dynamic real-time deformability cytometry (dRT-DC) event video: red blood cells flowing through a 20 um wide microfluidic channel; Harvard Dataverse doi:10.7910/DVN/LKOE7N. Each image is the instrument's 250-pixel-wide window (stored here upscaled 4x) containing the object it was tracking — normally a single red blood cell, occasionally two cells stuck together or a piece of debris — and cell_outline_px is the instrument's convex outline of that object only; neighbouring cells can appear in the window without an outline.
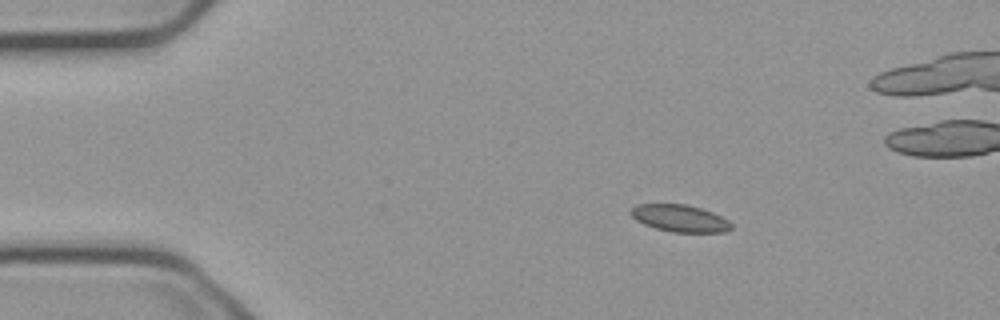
{"species": "common noctule bat (a hibernating species)", "species_latin": "Nyctalus noctula", "temperature_condition": "cold", "stored_images_in_passage": 48, "camera_frame_rate_fps": 3000, "um_per_image_px": 0.085, "animal": {"sex": "male", "body_mass_g": 23.1, "forearm_length_mm": 52.7}, "frame": {"image": 1, "passage_image": 1, "time_ms": 0.0, "image_size_px": [1000, 320], "cell_outline_px": [[732, 228], [728, 232], [672, 232], [656, 228], [644, 224], [636, 220], [628, 212], [636, 204], [684, 204], [700, 208], [712, 212], [728, 220], [732, 224]], "centroid_in_image_um": [57.78, 18.56], "position_along_channel_um": 27.2, "area_um2": 15.84}}
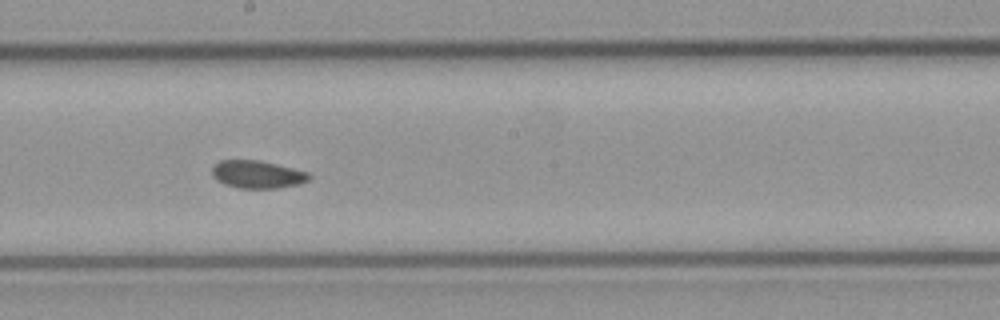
{"frame": {"image": 2, "passage_image": 22, "time_ms": 7.0, "image_size_px": [1000, 320], "cell_outline_px": [[312, 176], [308, 180], [300, 184], [276, 188], [240, 188], [224, 184], [216, 180], [212, 176], [212, 168], [220, 160], [260, 160], [308, 172]], "centroid_in_image_um": [21.87, 14.82], "position_along_channel_um": 226.3, "area_um2": 15.66}}
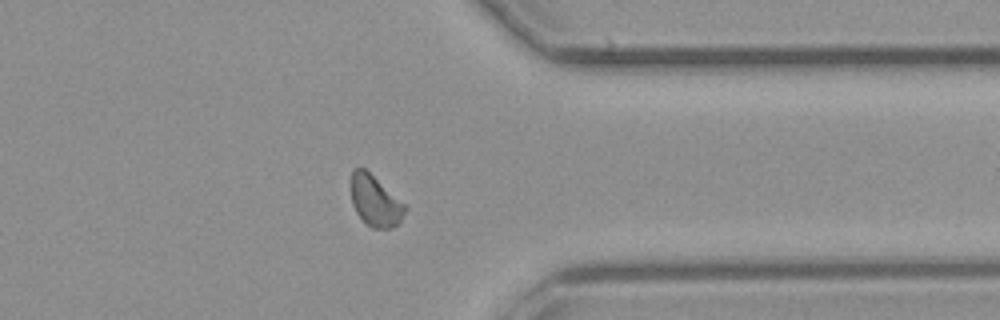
{"frame": {"image": 3, "passage_image": 35, "time_ms": 11.333, "image_size_px": [1000, 320], "cell_outline_px": [[408, 208], [400, 220], [392, 228], [372, 228], [356, 212], [352, 204], [352, 172], [356, 168], [364, 168], [408, 204]], "centroid_in_image_um": [31.95, 17.07], "position_along_channel_um": 379.5, "area_um2": 15.95}, "authors_computed_cell_mechanics": {"area_um2": 16.0106, "velocity_mm_per_s": 3.7279, "shape_relaxation_time_tau1_ms": null, "shape_relaxation_time_tau2_ms": 6.0823, "deformation_change_tau1": null, "deformation_change_tau2": 0.0999}}